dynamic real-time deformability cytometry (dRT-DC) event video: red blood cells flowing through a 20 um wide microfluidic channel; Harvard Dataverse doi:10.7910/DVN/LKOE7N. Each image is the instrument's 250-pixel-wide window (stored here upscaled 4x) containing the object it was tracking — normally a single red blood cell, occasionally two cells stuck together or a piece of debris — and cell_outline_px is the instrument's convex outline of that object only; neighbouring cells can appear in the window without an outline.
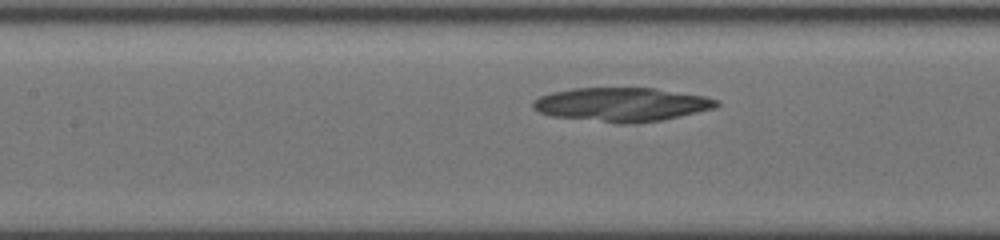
{"species": "common noctule bat (a hibernating species)", "species_latin": "Nyctalus noctula", "temperature_condition": "cold", "stored_images_in_passage": 32, "camera_frame_rate_fps": 3000, "um_per_image_px": 0.085, "animal": {"sex": "female", "body_mass_g": 19.5, "forearm_length_mm": 54.1}, "frame": {"image": 1, "passage_image": 9, "time_ms": 3.0, "image_size_px": [1000, 240], "cell_outline_px": [[720, 104], [716, 108], [660, 120], [604, 120], [552, 116], [540, 112], [532, 108], [532, 100], [540, 96], [552, 92], [572, 88], [656, 88], [704, 96], [720, 100]], "centroid_in_image_um": [52.85, 8.82], "position_along_channel_um": 154.5, "area_um2": 34.85}}
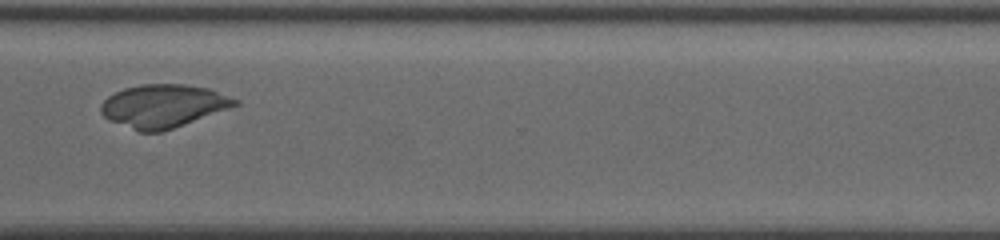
{"frame": {"image": 2, "passage_image": 22, "time_ms": 8.333, "image_size_px": [1000, 240], "cell_outline_px": [[240, 104], [172, 128], [160, 132], [140, 132], [112, 120], [104, 116], [100, 112], [100, 104], [108, 96], [124, 88], [140, 84], [184, 84], [208, 88], [240, 100]], "centroid_in_image_um": [13.87, 8.99], "position_along_channel_um": 356.7, "area_um2": 33.23}}
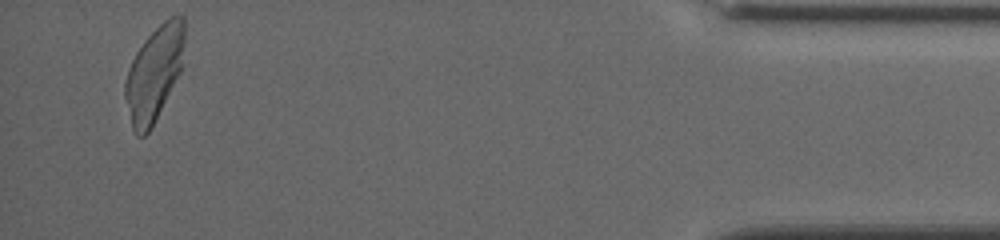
{"frame": {"image": 3, "passage_image": 30, "time_ms": 11.667, "image_size_px": [1000, 240], "cell_outline_px": [[184, 40], [180, 72], [148, 132], [144, 136], [136, 136], [132, 128], [124, 96], [124, 84], [128, 68], [136, 52], [144, 40], [164, 20], [180, 12], [184, 16]], "centroid_in_image_um": [13.08, 6.21], "position_along_channel_um": 422.1, "area_um2": 32.31}}